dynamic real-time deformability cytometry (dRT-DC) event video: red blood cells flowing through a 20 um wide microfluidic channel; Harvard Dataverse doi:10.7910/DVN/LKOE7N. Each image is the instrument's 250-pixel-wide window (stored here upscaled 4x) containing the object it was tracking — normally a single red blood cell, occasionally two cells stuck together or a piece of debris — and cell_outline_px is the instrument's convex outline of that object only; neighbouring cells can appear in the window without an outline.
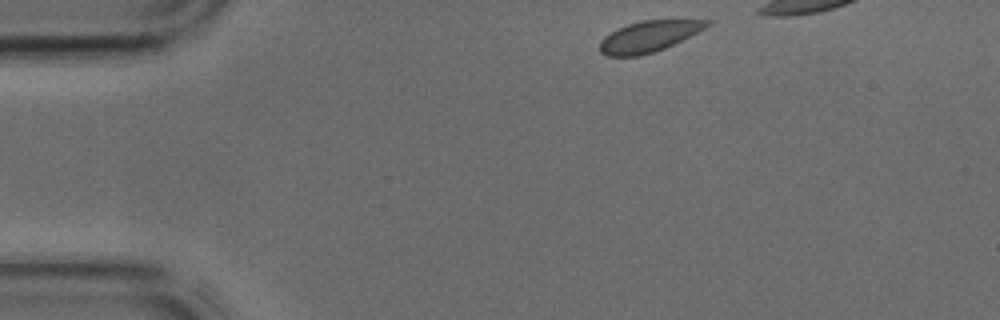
{"species": "common noctule bat (a hibernating species)", "species_latin": "Nyctalus noctula", "temperature_condition": "cold", "stored_images_in_passage": 29, "camera_frame_rate_fps": 3000, "um_per_image_px": 0.085, "animal": {"sex": "male", "body_mass_g": 17.9, "forearm_length_mm": 54.2}, "frame": {"image": 1, "passage_image": 1, "time_ms": 0.0, "image_size_px": [1000, 320], "cell_outline_px": [[712, 24], [664, 48], [640, 56], [604, 56], [600, 52], [600, 40], [604, 36], [628, 24], [640, 20], [712, 20]], "centroid_in_image_um": [55.11, 3.1], "position_along_channel_um": 29.9, "area_um2": 19.02}}
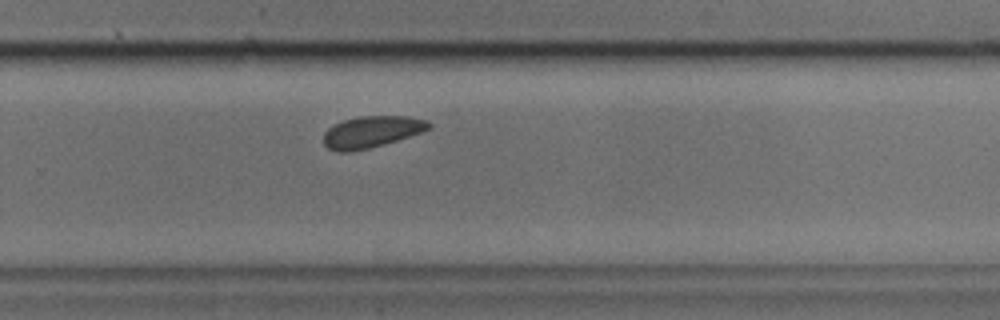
{"frame": {"image": 2, "passage_image": 22, "time_ms": 7.0, "image_size_px": [1000, 320], "cell_outline_px": [[432, 128], [424, 132], [368, 148], [352, 152], [336, 152], [328, 148], [324, 144], [324, 132], [328, 128], [344, 120], [360, 116], [408, 116], [428, 120], [432, 124]], "centroid_in_image_um": [31.62, 11.2], "position_along_channel_um": 298.2, "area_um2": 19.42}}
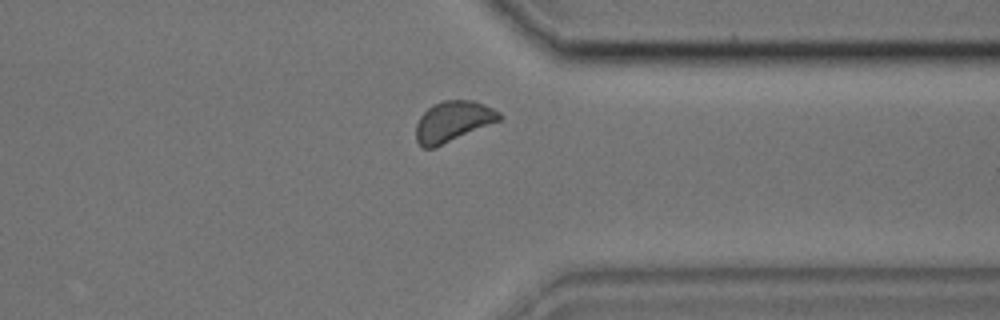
{"frame": {"image": 3, "passage_image": 27, "time_ms": 8.667, "image_size_px": [1000, 320], "cell_outline_px": [[504, 116], [500, 120], [436, 148], [424, 148], [416, 140], [416, 124], [420, 116], [432, 104], [444, 100], [472, 100], [484, 104], [500, 112]], "centroid_in_image_um": [38.5, 10.32], "position_along_channel_um": 372.9, "area_um2": 19.83}}